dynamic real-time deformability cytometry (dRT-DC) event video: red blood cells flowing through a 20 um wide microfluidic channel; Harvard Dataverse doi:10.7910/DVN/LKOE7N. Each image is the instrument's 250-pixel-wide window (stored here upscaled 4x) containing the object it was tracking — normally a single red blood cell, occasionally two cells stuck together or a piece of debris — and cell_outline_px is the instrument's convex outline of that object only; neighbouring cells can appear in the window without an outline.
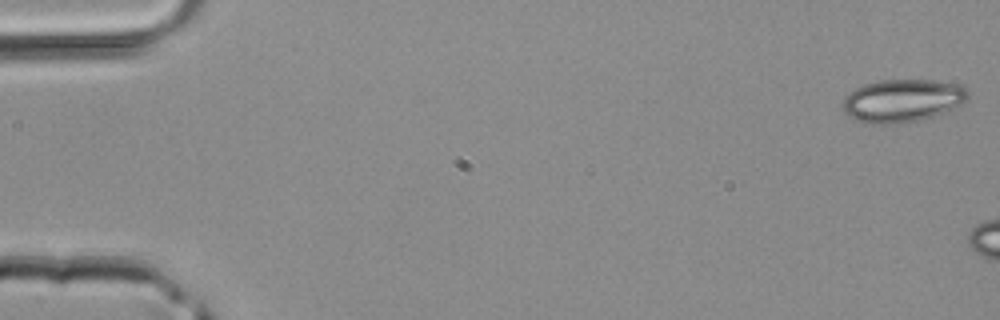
{"species": "common noctule bat (a hibernating species)", "species_latin": "Nyctalus noctula", "temperature_condition": "room temperature", "stored_images_in_passage": 7, "camera_frame_rate_fps": 3000, "um_per_image_px": 0.085, "animal": {"sex": "male", "body_mass_g": 20.4}, "frame": {"image": 1, "passage_image": 1, "time_ms": 0.0, "image_size_px": [1000, 320], "cell_outline_px": [[968, 100], [952, 108], [932, 116], [920, 120], [896, 124], [868, 124], [856, 120], [844, 112], [844, 96], [856, 88], [864, 84], [880, 80], [932, 80], [960, 84], [968, 92]], "centroid_in_image_um": [76.69, 8.55], "position_along_channel_um": 8.3, "area_um2": 31.15}}